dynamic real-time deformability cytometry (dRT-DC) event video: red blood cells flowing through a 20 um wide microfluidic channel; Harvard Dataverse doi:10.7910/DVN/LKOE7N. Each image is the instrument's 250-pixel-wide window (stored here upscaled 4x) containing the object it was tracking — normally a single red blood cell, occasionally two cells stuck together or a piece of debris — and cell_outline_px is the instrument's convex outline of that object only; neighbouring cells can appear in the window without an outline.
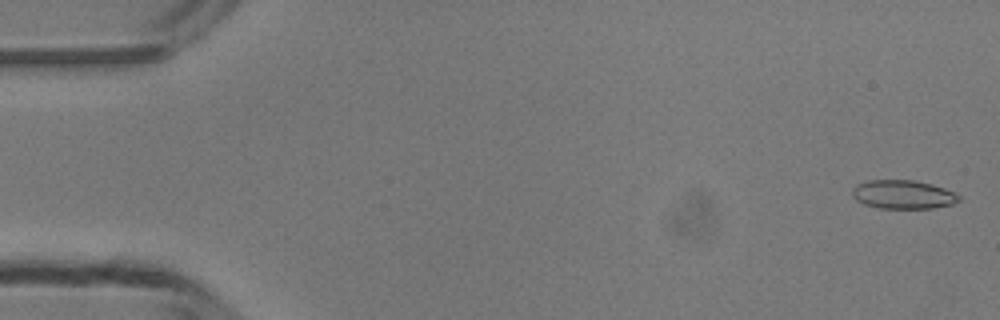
{"species": "common noctule bat (a hibernating species)", "species_latin": "Nyctalus noctula", "temperature_condition": "room temperature", "stored_images_in_passage": 49, "camera_frame_rate_fps": 3000, "um_per_image_px": 0.085, "animal": {"sex": "male", "body_mass_g": 13.3}, "frame": {"image": 1, "passage_image": 1, "time_ms": 0.0, "image_size_px": [1000, 320], "cell_outline_px": [[960, 200], [952, 204], [932, 208], [880, 208], [864, 204], [856, 200], [852, 196], [852, 188], [856, 184], [868, 180], [916, 180], [932, 184], [944, 188], [960, 196]], "centroid_in_image_um": [76.73, 16.52], "position_along_channel_um": 8.3, "area_um2": 17.86}}
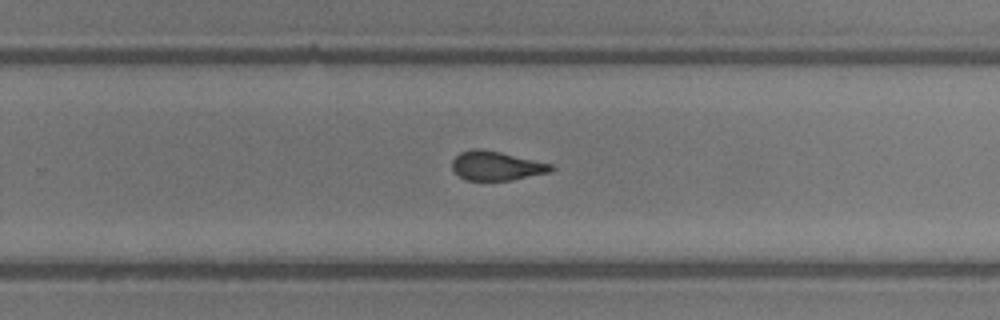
{"frame": {"image": 2, "passage_image": 31, "time_ms": 10.0, "image_size_px": [1000, 320], "cell_outline_px": [[556, 168], [548, 172], [512, 180], [464, 180], [452, 168], [452, 160], [460, 152], [472, 148], [480, 148], [500, 152], [552, 164]], "centroid_in_image_um": [42.17, 14.08], "position_along_channel_um": 287.6, "area_um2": 16.7}}
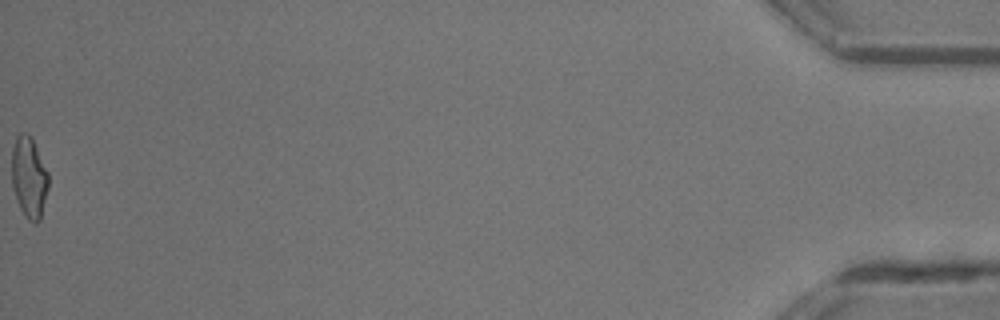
{"frame": {"image": 3, "passage_image": 49, "time_ms": 16.0, "image_size_px": [1000, 320], "cell_outline_px": [[48, 188], [40, 220], [36, 224], [28, 220], [20, 208], [16, 200], [12, 184], [12, 148], [16, 136], [20, 132], [28, 132], [32, 136], [48, 172]], "centroid_in_image_um": [2.46, 15.04], "position_along_channel_um": 432.7, "area_um2": 17.57}, "authors_computed_cell_mechanics": {"area_um2": 17.34, "velocity_mm_per_s": 4.2109, "shape_relaxation_time_tau1_ms": null, "shape_relaxation_time_tau2_ms": 1.694, "deformation_change_tau1": null, "deformation_change_tau2": 0.1053}}